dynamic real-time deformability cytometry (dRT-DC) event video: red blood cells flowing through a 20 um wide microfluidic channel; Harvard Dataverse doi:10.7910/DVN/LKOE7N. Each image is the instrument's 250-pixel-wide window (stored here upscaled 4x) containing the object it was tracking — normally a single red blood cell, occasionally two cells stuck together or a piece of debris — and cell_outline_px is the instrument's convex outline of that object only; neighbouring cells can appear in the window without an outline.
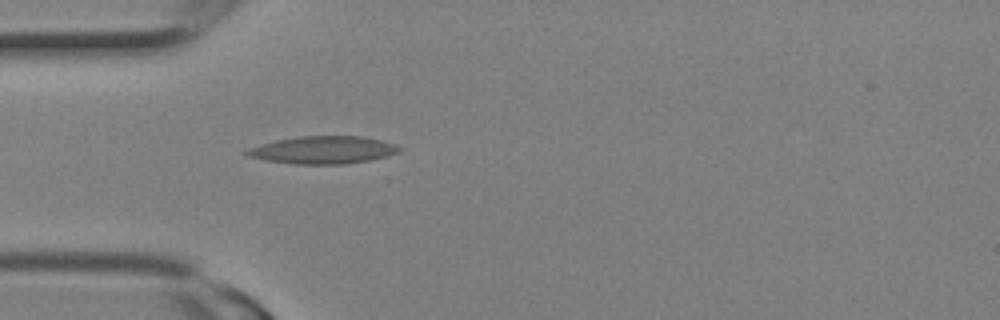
{"species": "Egyptian fruit bat (a non-hibernating species)", "species_latin": "Rousettus aegyptiacus", "temperature_condition": "room temperature", "stored_images_in_passage": 1, "camera_frame_rate_fps": 3000, "um_per_image_px": 0.085, "animal": {"sex": "female"}, "frame": {"image": 1, "passage_image": 1, "time_ms": 0.0, "image_size_px": [1000, 320], "cell_outline_px": [[400, 152], [388, 156], [372, 160], [344, 164], [292, 164], [264, 160], [248, 156], [244, 152], [248, 148], [260, 144], [276, 140], [300, 136], [364, 136], [380, 140], [392, 144], [400, 148]], "centroid_in_image_um": [27.44, 12.75], "position_along_channel_um": 57.6, "area_um2": 24.57}}